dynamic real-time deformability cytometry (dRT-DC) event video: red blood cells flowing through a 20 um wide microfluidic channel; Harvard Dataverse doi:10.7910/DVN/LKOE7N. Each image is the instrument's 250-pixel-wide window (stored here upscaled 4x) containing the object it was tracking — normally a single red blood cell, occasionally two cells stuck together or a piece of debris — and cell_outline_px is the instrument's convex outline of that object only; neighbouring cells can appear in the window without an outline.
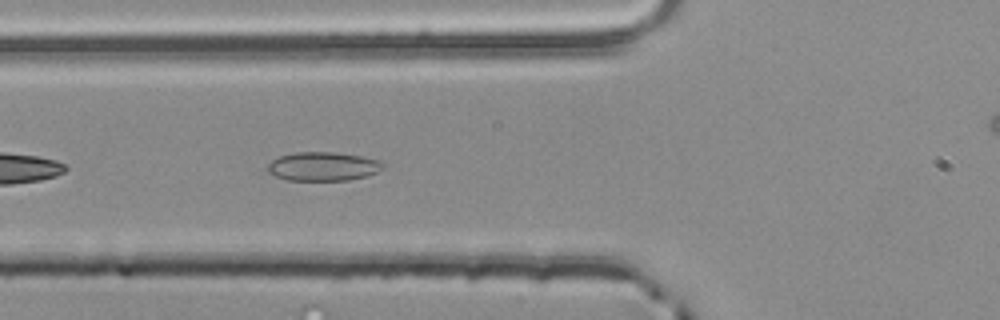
{"species": "common noctule bat (a hibernating species)", "species_latin": "Nyctalus noctula", "temperature_condition": "room temperature", "stored_images_in_passage": 38, "camera_frame_rate_fps": 3000, "um_per_image_px": 0.085, "animal": {"sex": "male", "body_mass_g": 20.4}, "frame": {"image": 1, "passage_image": 5, "time_ms": 1.333, "image_size_px": [1000, 320], "cell_outline_px": [[384, 168], [368, 176], [348, 180], [288, 180], [276, 176], [268, 172], [268, 164], [272, 160], [280, 156], [292, 152], [332, 152], [360, 156], [376, 160], [384, 164]], "centroid_in_image_um": [27.44, 14.14], "position_along_channel_um": 98.4, "area_um2": 19.25}}
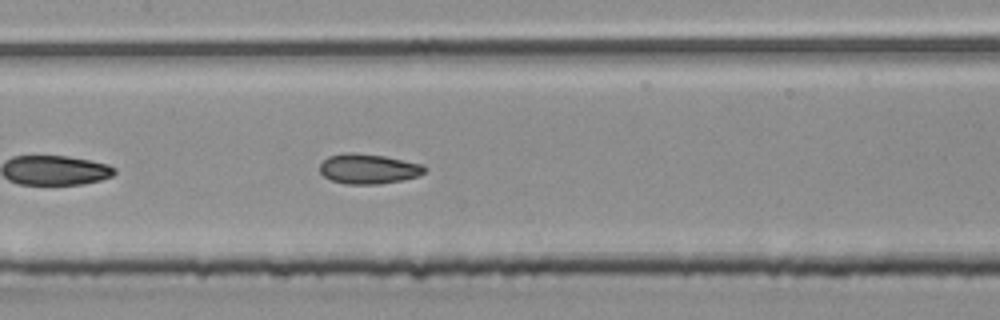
{"frame": {"image": 2, "passage_image": 11, "time_ms": 3.333, "image_size_px": [1000, 320], "cell_outline_px": [[428, 168], [420, 176], [380, 184], [344, 184], [332, 180], [324, 176], [320, 172], [320, 164], [328, 156], [348, 152], [352, 152], [384, 156], [424, 164]], "centroid_in_image_um": [31.34, 14.35], "position_along_channel_um": 176.1, "area_um2": 18.38}}
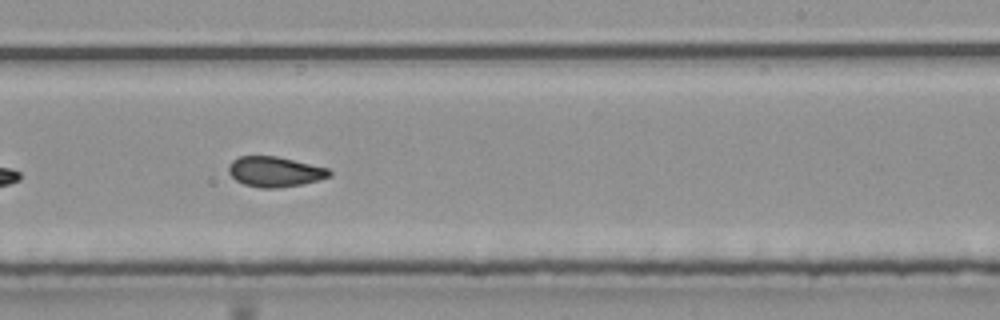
{"frame": {"image": 3, "passage_image": 18, "time_ms": 5.667, "image_size_px": [1000, 320], "cell_outline_px": [[332, 176], [320, 180], [280, 188], [260, 188], [244, 184], [236, 180], [228, 172], [228, 164], [232, 160], [240, 156], [276, 156], [328, 168], [332, 172]], "centroid_in_image_um": [23.36, 14.6], "position_along_channel_um": 265.6, "area_um2": 17.8}, "authors_computed_cell_mechanics": {"area_um2": 17.9758, "velocity_mm_per_s": 3.8494, "shape_relaxation_time_tau1_ms": null, "shape_relaxation_time_tau2_ms": 2.2577, "deformation_change_tau1": null, "deformation_change_tau2": 0.0668}}